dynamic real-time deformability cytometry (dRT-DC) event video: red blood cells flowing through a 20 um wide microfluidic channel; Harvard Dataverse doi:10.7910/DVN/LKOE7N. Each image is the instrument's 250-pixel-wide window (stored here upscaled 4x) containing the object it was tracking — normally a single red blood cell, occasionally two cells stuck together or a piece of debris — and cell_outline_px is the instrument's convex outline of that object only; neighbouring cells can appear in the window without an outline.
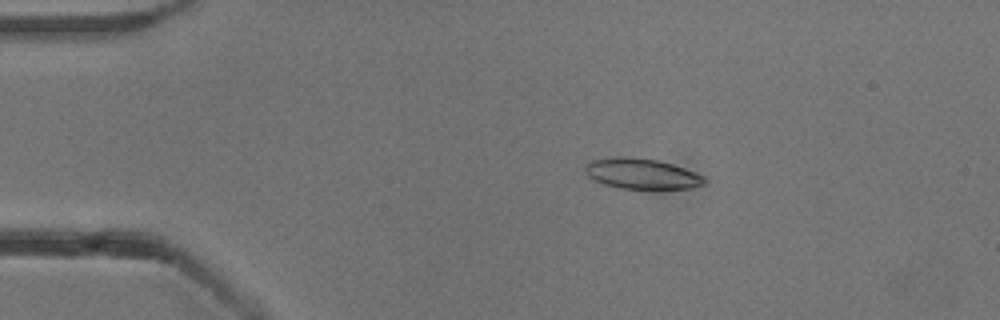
{"species": "common noctule bat (a hibernating species)", "species_latin": "Nyctalus noctula", "temperature_condition": "cold", "stored_images_in_passage": 47, "camera_frame_rate_fps": 3000, "um_per_image_px": 0.085, "animal": {"sex": "male", "body_mass_g": 13.3}, "frame": {"image": 1, "passage_image": 4, "time_ms": 1.0, "image_size_px": [1000, 320], "cell_outline_px": [[708, 180], [704, 184], [688, 188], [620, 188], [604, 184], [588, 176], [584, 172], [584, 164], [592, 160], [616, 156], [628, 156], [656, 160], [672, 164], [684, 168], [704, 176]], "centroid_in_image_um": [54.51, 14.75], "position_along_channel_um": 30.5, "area_um2": 21.1}}
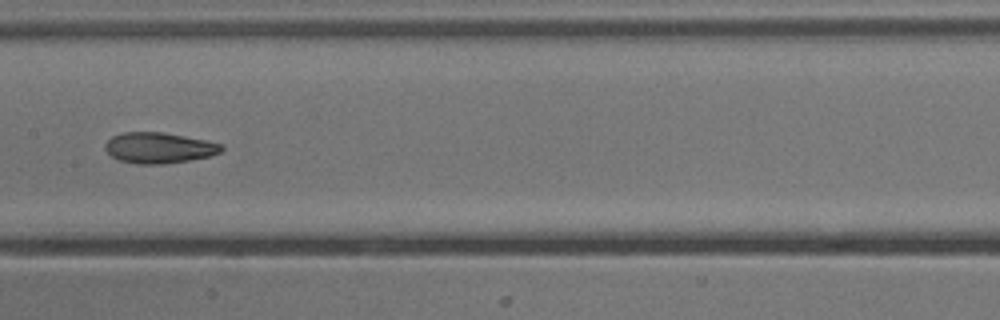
{"frame": {"image": 2, "passage_image": 21, "time_ms": 6.667, "image_size_px": [1000, 320], "cell_outline_px": [[224, 148], [220, 152], [208, 156], [188, 160], [164, 164], [136, 164], [120, 160], [112, 156], [104, 148], [104, 144], [112, 136], [124, 132], [160, 132], [184, 136], [224, 144]], "centroid_in_image_um": [13.5, 12.56], "position_along_channel_um": 193.9, "area_um2": 20.69}}
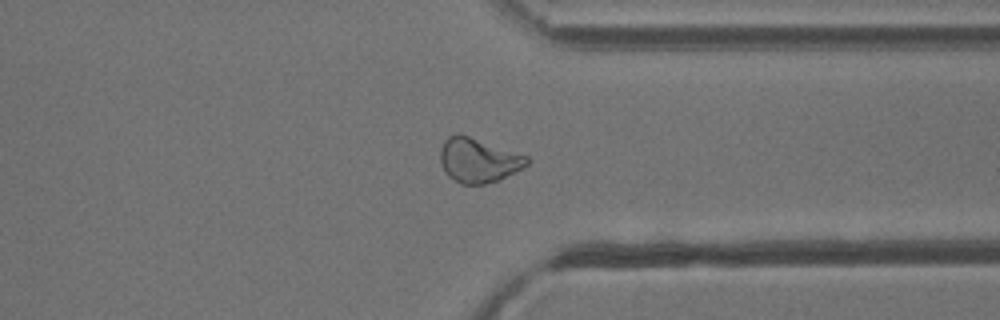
{"frame": {"image": 3, "passage_image": 35, "time_ms": 11.333, "image_size_px": [1000, 320], "cell_outline_px": [[528, 164], [496, 180], [484, 184], [460, 184], [448, 176], [444, 172], [440, 160], [440, 148], [444, 140], [448, 136], [456, 132], [528, 156]], "centroid_in_image_um": [40.58, 13.61], "position_along_channel_um": 370.8, "area_um2": 22.08}, "authors_computed_cell_mechanics": {"area_um2": 21.386, "velocity_mm_per_s": 3.8381, "shape_relaxation_time_tau1_ms": 8.8843, "shape_relaxation_time_tau2_ms": 3.1064, "deformation_change_tau1": 0.2115, "deformation_change_tau2": 0.0908}}